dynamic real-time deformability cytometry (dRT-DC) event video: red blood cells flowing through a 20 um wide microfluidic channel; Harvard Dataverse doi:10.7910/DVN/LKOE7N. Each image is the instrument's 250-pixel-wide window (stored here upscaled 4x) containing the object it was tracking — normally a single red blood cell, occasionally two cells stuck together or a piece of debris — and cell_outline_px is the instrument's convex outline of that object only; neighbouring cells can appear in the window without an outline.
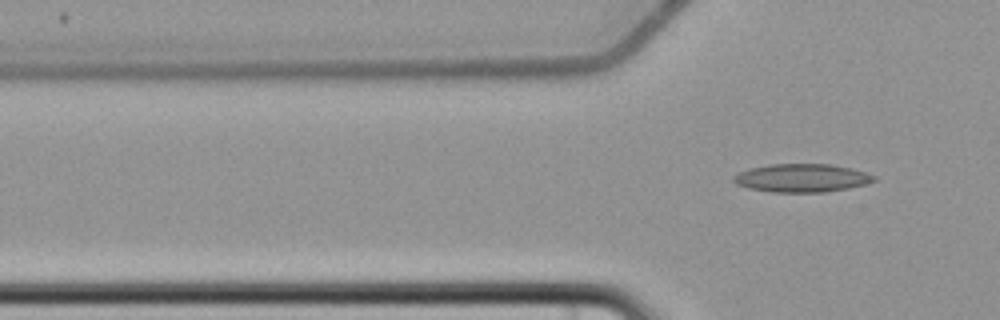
{"species": "common noctule bat (a hibernating species)", "species_latin": "Nyctalus noctula", "temperature_condition": "cold", "stored_images_in_passage": 7, "segment_of_instrument_passage": [2, 2], "camera_frame_rate_fps": 3000, "um_per_image_px": 0.085, "animal": {"sex": "female", "body_mass_g": 22.7, "forearm_length_mm": 54.2}, "frame": {"image": 1, "passage_image": 7, "time_ms": 8.0, "image_size_px": [1000, 320], "cell_outline_px": [[876, 180], [864, 184], [848, 188], [824, 192], [772, 192], [748, 188], [736, 184], [732, 180], [732, 176], [748, 168], [772, 164], [832, 164], [852, 168], [876, 176]], "centroid_in_image_um": [68.13, 15.12], "position_along_channel_um": 57.7, "area_um2": 23.12}}